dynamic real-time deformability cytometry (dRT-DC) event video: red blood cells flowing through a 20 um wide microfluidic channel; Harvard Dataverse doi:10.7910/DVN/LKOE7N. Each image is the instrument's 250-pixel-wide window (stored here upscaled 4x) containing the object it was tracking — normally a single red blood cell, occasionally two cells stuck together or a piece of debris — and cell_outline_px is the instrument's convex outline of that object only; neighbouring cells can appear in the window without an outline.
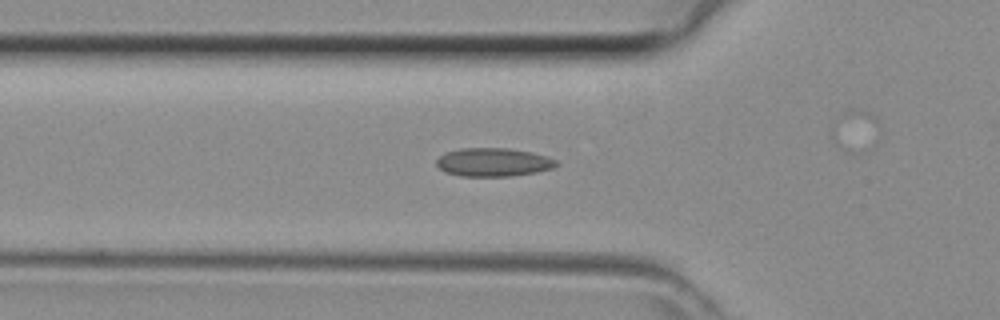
{"species": "common noctule bat (a hibernating species)", "species_latin": "Nyctalus noctula", "temperature_condition": "room temperature", "stored_images_in_passage": 45, "segment_of_instrument_passage": [1, 2], "camera_frame_rate_fps": 3000, "um_per_image_px": 0.085, "animal": {"sex": "female", "body_mass_g": 29.2, "forearm_length_mm": 56.3}, "frame": {"image": 1, "passage_image": 15, "time_ms": 4.667, "image_size_px": [1000, 320], "cell_outline_px": [[560, 164], [552, 168], [536, 172], [512, 176], [460, 176], [444, 172], [436, 164], [436, 160], [440, 156], [448, 152], [460, 148], [508, 148], [528, 152], [544, 156], [556, 160]], "centroid_in_image_um": [41.91, 13.8], "position_along_channel_um": 83.9, "area_um2": 19.71}}
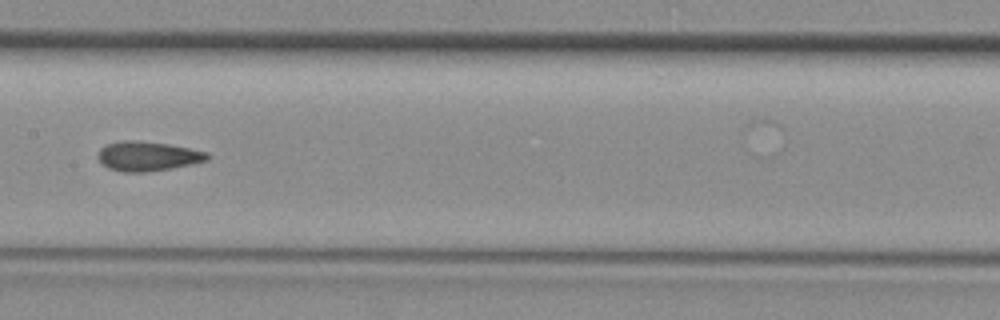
{"frame": {"image": 2, "passage_image": 22, "time_ms": 7.0, "image_size_px": [1000, 320], "cell_outline_px": [[212, 156], [208, 160], [192, 164], [172, 168], [144, 172], [124, 172], [108, 168], [96, 156], [100, 148], [108, 144], [168, 144], [208, 152]], "centroid_in_image_um": [12.64, 13.34], "position_along_channel_um": 194.8, "area_um2": 17.74}}
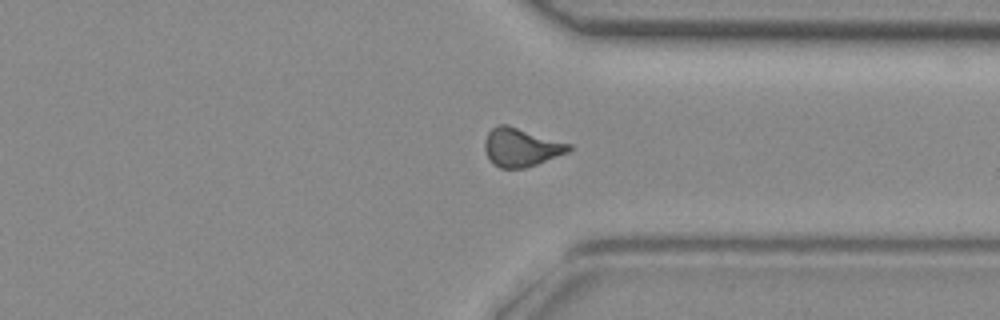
{"frame": {"image": 3, "passage_image": 33, "time_ms": 10.667, "image_size_px": [1000, 320], "cell_outline_px": [[572, 148], [568, 152], [536, 164], [524, 168], [500, 168], [492, 164], [484, 148], [484, 140], [488, 132], [492, 128], [500, 124], [508, 124], [572, 144]], "centroid_in_image_um": [44.28, 12.5], "position_along_channel_um": 367.1, "area_um2": 18.9}}